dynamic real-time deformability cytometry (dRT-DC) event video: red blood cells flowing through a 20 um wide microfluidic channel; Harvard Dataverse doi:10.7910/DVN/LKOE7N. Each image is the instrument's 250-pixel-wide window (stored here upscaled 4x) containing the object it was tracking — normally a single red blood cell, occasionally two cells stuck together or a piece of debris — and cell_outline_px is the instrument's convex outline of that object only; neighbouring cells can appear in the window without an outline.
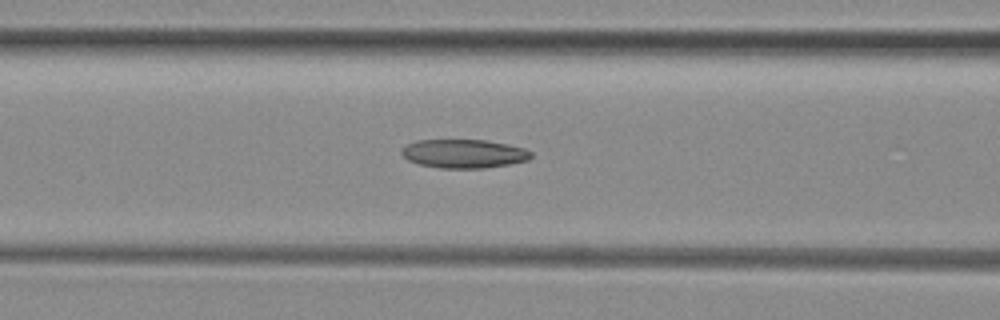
{"species": "common noctule bat (a hibernating species)", "species_latin": "Nyctalus noctula", "temperature_condition": "room temperature", "stored_images_in_passage": 42, "camera_frame_rate_fps": 3000, "um_per_image_px": 0.085, "animal": {"sex": "female", "body_mass_g": 29.2, "forearm_length_mm": 56.3}, "frame": {"image": 1, "passage_image": 21, "time_ms": 6.667, "image_size_px": [1000, 320], "cell_outline_px": [[532, 156], [528, 160], [508, 164], [484, 168], [440, 168], [420, 164], [408, 160], [400, 152], [400, 148], [416, 140], [484, 140], [508, 144], [524, 148], [532, 152]], "centroid_in_image_um": [39.42, 13.06], "position_along_channel_um": 127.2, "area_um2": 21.62}}
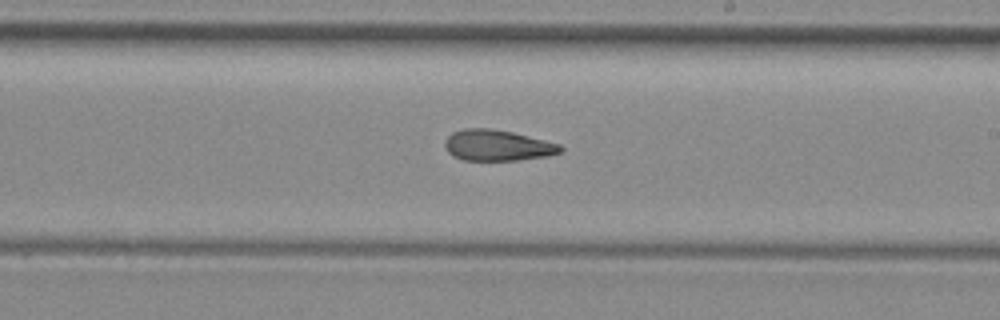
{"frame": {"image": 2, "passage_image": 30, "time_ms": 9.667, "image_size_px": [1000, 320], "cell_outline_px": [[564, 148], [560, 152], [548, 156], [516, 160], [464, 160], [452, 156], [448, 152], [444, 144], [448, 136], [452, 132], [464, 128], [488, 128], [512, 132], [560, 144]], "centroid_in_image_um": [42.26, 12.36], "position_along_channel_um": 246.7, "area_um2": 20.75}}
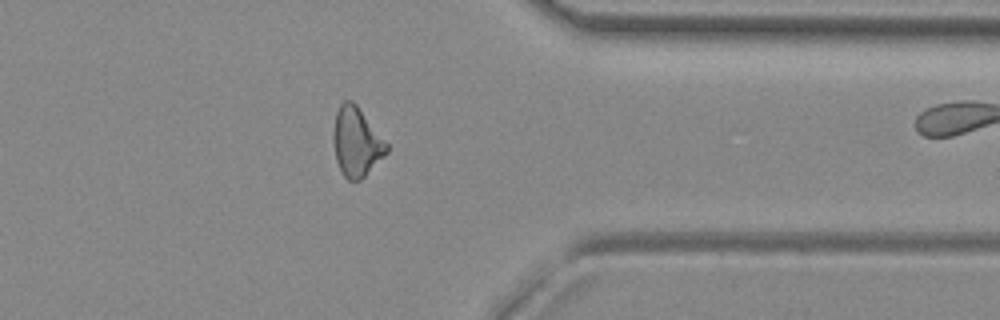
{"frame": {"image": 3, "passage_image": 41, "time_ms": 13.333, "image_size_px": [1000, 320], "cell_outline_px": [[388, 152], [360, 180], [348, 180], [344, 176], [336, 160], [332, 140], [332, 132], [336, 112], [340, 104], [344, 100], [352, 100], [356, 104], [388, 144]], "centroid_in_image_um": [30.27, 12.05], "position_along_channel_um": 381.1, "area_um2": 21.39}}